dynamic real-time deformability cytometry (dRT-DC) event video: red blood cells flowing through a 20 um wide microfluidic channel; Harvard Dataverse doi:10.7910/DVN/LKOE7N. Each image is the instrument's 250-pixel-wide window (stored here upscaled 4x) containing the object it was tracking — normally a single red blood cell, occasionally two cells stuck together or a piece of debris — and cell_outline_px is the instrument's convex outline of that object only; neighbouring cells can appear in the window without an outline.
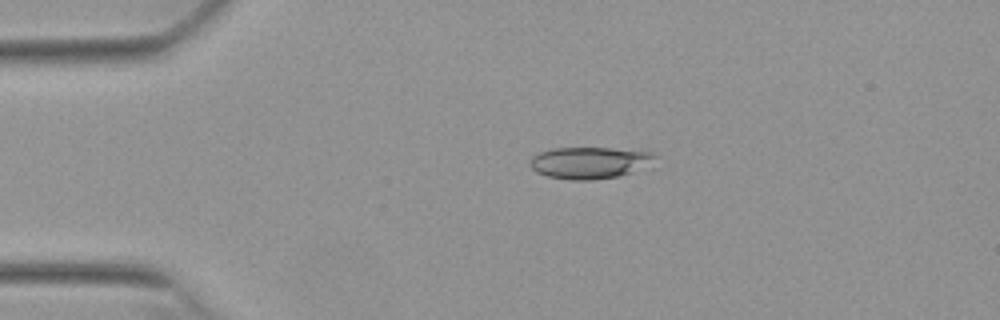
{"species": "Egyptian fruit bat (a non-hibernating species)", "species_latin": "Rousettus aegyptiacus", "temperature_condition": "warm", "stored_images_in_passage": 43, "camera_frame_rate_fps": 3000, "um_per_image_px": 0.085, "animal": {"sex": "female"}, "frame": {"image": 1, "passage_image": 1, "time_ms": 0.0, "image_size_px": [1000, 320], "cell_outline_px": [[660, 156], [628, 172], [616, 176], [592, 180], [572, 180], [548, 176], [536, 172], [528, 164], [528, 160], [532, 156], [540, 152], [552, 148], [612, 148], [652, 152]], "centroid_in_image_um": [50.0, 13.81], "position_along_channel_um": 35.0, "area_um2": 22.66}}
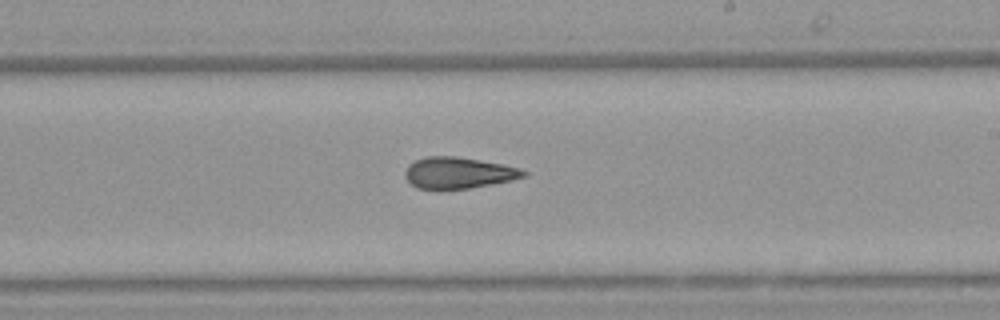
{"frame": {"image": 2, "passage_image": 21, "time_ms": 6.667, "image_size_px": [1000, 320], "cell_outline_px": [[528, 176], [512, 180], [492, 184], [468, 188], [436, 192], [416, 188], [404, 176], [404, 172], [408, 164], [416, 160], [428, 156], [456, 156], [504, 164], [520, 168], [528, 172]], "centroid_in_image_um": [38.95, 14.72], "position_along_channel_um": 250.1, "area_um2": 22.31}}
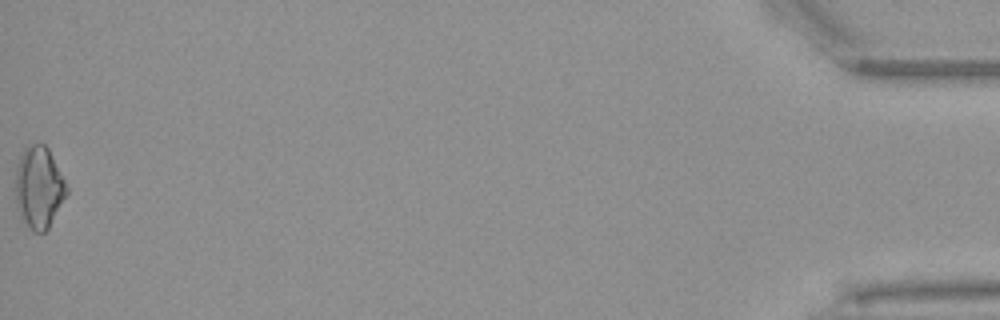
{"frame": {"image": 3, "passage_image": 43, "time_ms": 14.0, "image_size_px": [1000, 320], "cell_outline_px": [[68, 192], [48, 228], [44, 232], [32, 232], [20, 220], [16, 208], [16, 168], [20, 156], [24, 148], [28, 144], [40, 140], [48, 148], [68, 188]], "centroid_in_image_um": [3.27, 15.93], "position_along_channel_um": 431.9, "area_um2": 24.68}, "authors_computed_cell_mechanics": {"area_um2": 21.964, "velocity_mm_per_s": 3.8527, "shape_relaxation_time_tau1_ms": null, "shape_relaxation_time_tau2_ms": 4.3743, "deformation_change_tau1": null, "deformation_change_tau2": 0.1348}}